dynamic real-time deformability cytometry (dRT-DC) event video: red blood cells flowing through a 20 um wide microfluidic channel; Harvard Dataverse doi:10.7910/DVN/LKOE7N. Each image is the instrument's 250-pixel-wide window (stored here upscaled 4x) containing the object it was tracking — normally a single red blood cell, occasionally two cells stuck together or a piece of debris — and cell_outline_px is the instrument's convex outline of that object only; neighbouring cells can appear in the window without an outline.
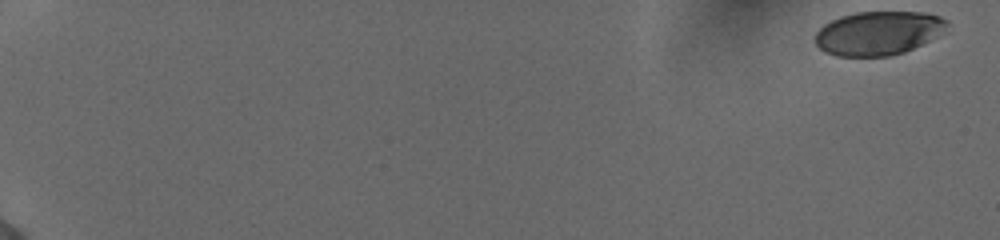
{"species": "human", "species_latin": "Homo sapiens", "temperature_condition": "cold", "stored_images_in_passage": 55, "camera_frame_rate_fps": 3000, "um_per_image_px": 0.085, "donor": {"sex": "female"}, "frame": {"image": 1, "passage_image": 1, "time_ms": 0.0, "image_size_px": [1000, 240], "cell_outline_px": [[948, 24], [940, 36], [904, 52], [888, 56], [836, 56], [820, 48], [816, 44], [816, 32], [824, 24], [840, 16], [856, 12], [924, 12], [940, 16], [948, 20]], "centroid_in_image_um": [74.69, 2.8], "position_along_channel_um": 10.3, "area_um2": 33.7}}
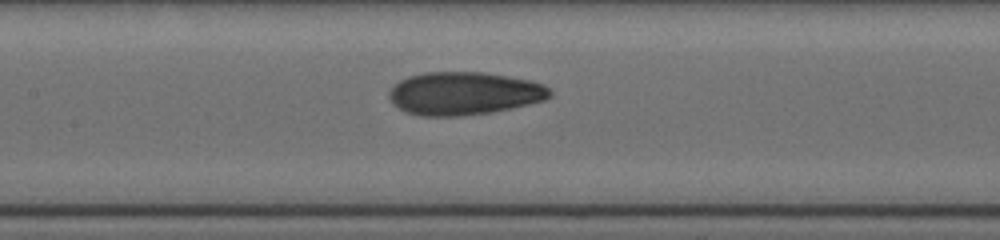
{"frame": {"image": 2, "passage_image": 30, "time_ms": 9.667, "image_size_px": [1000, 240], "cell_outline_px": [[552, 96], [544, 100], [512, 108], [492, 112], [460, 116], [420, 116], [404, 112], [392, 104], [388, 96], [388, 92], [392, 84], [408, 76], [424, 72], [484, 72], [508, 76], [528, 80], [544, 84], [552, 92]], "centroid_in_image_um": [39.4, 7.94], "position_along_channel_um": 168.0, "area_um2": 40.69}}
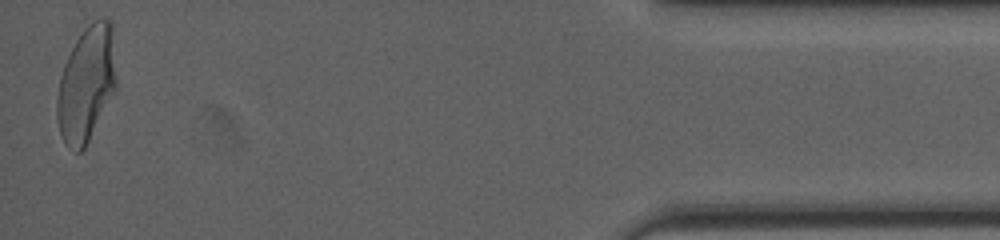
{"frame": {"image": 3, "passage_image": 55, "time_ms": 18.0, "image_size_px": [1000, 240], "cell_outline_px": [[116, 88], [84, 148], [80, 152], [76, 152], [68, 148], [64, 144], [60, 132], [56, 116], [56, 100], [60, 76], [64, 64], [76, 40], [84, 28], [92, 20], [112, 20], [116, 84]], "centroid_in_image_um": [7.32, 7.15], "position_along_channel_um": 427.9, "area_um2": 39.65}, "authors_computed_cell_mechanics": {"area_um2": 38.4948, "velocity_mm_per_s": 3.892, "shape_relaxation_time_tau1_ms": 8.0998, "shape_relaxation_time_tau2_ms": 1.441, "deformation_change_tau1": 0.2236, "deformation_change_tau2": 0.0736}}